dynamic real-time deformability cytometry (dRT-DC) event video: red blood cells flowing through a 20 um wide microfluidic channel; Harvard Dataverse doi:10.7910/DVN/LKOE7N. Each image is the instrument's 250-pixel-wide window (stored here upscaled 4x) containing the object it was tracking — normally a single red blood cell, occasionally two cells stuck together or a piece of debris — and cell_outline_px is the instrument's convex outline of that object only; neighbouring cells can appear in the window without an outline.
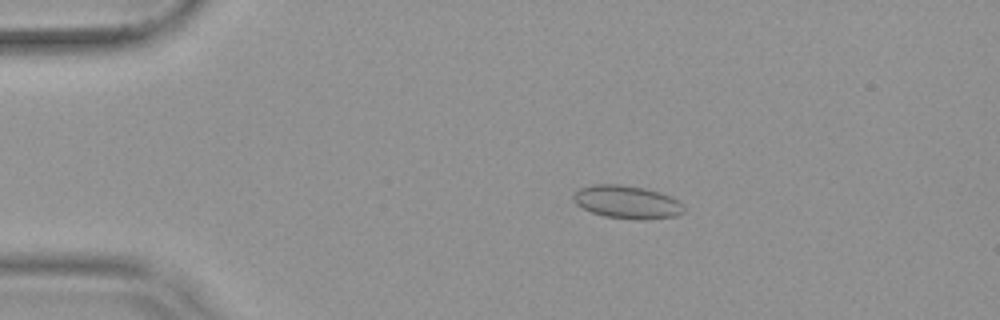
{"species": "common noctule bat (a hibernating species)", "species_latin": "Nyctalus noctula", "temperature_condition": "warm", "stored_images_in_passage": 54, "camera_frame_rate_fps": 3000, "um_per_image_px": 0.085, "animal": {"sex": "female", "body_mass_g": 19.9}, "frame": {"image": 1, "passage_image": 11, "time_ms": 3.333, "image_size_px": [1000, 320], "cell_outline_px": [[684, 212], [676, 216], [644, 220], [640, 220], [604, 216], [592, 212], [576, 204], [572, 200], [572, 196], [580, 188], [592, 184], [620, 184], [644, 188], [660, 192], [680, 200], [684, 208]], "centroid_in_image_um": [53.31, 17.17], "position_along_channel_um": 31.7, "area_um2": 21.39}}
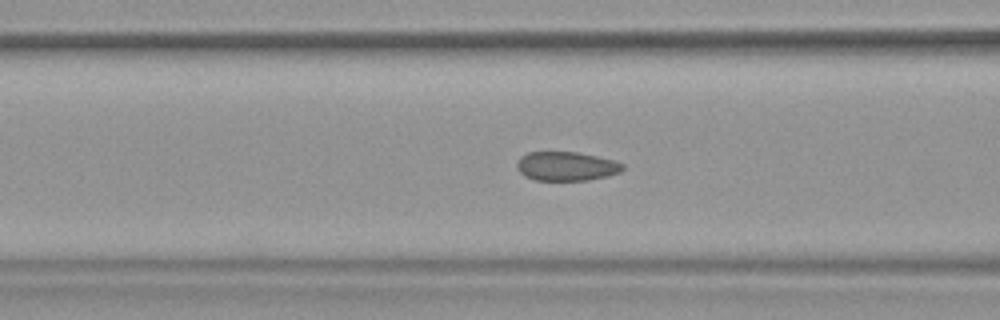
{"frame": {"image": 2, "passage_image": 22, "time_ms": 7.0, "image_size_px": [1000, 320], "cell_outline_px": [[624, 168], [620, 172], [608, 176], [588, 180], [536, 180], [524, 176], [516, 168], [516, 164], [520, 156], [528, 152], [576, 152], [616, 160], [624, 164]], "centroid_in_image_um": [48.14, 14.13], "position_along_channel_um": 118.5, "area_um2": 18.03}}
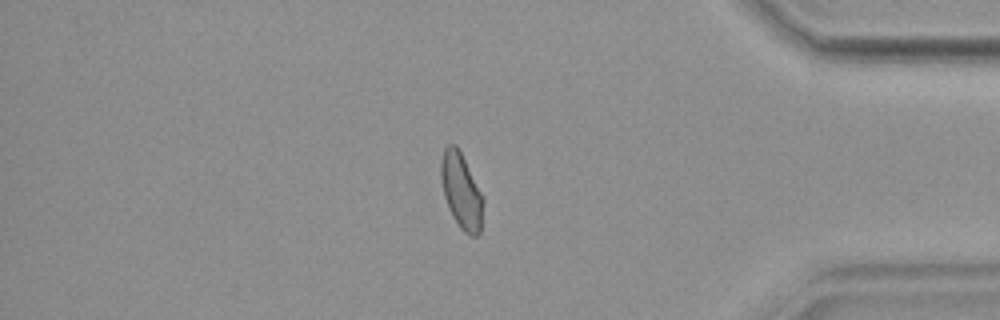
{"frame": {"image": 3, "passage_image": 46, "time_ms": 15.0, "image_size_px": [1000, 320], "cell_outline_px": [[484, 204], [480, 232], [476, 236], [472, 236], [464, 232], [460, 228], [452, 216], [448, 208], [444, 196], [440, 180], [440, 164], [444, 148], [448, 144], [456, 144], [484, 200]], "centroid_in_image_um": [39.19, 16.26], "position_along_channel_um": 396.0, "area_um2": 18.44}, "authors_computed_cell_mechanics": {"area_um2": 18.8139, "velocity_mm_per_s": 3.8192, "shape_relaxation_time_tau1_ms": null, "shape_relaxation_time_tau2_ms": 0.6859, "deformation_change_tau1": null, "deformation_change_tau2": 0.0367}}